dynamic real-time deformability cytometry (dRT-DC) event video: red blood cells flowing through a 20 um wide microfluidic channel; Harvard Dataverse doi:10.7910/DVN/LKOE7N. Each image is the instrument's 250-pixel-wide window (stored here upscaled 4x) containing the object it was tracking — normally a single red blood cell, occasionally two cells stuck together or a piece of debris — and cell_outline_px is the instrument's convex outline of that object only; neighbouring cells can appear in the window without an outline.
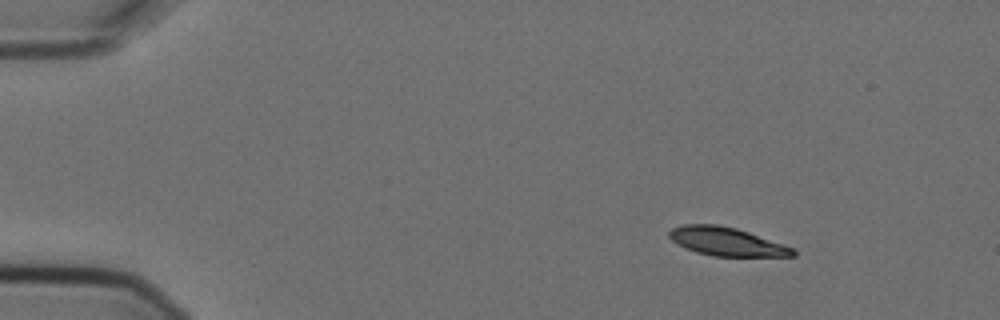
{"species": "Egyptian fruit bat (a non-hibernating species)", "species_latin": "Rousettus aegyptiacus", "temperature_condition": "cold", "stored_images_in_passage": 5, "segment_of_instrument_passage": [1, 2], "camera_frame_rate_fps": 3000, "um_per_image_px": 0.085, "animal": {"sex": "female"}, "frame": {"image": 1, "passage_image": 2, "time_ms": 0.333, "image_size_px": [1000, 320], "cell_outline_px": [[796, 256], [712, 256], [696, 252], [684, 248], [672, 240], [668, 236], [668, 232], [672, 228], [684, 224], [716, 224], [736, 228], [796, 248]], "centroid_in_image_um": [61.77, 20.53], "position_along_channel_um": 23.2, "area_um2": 20.58}}